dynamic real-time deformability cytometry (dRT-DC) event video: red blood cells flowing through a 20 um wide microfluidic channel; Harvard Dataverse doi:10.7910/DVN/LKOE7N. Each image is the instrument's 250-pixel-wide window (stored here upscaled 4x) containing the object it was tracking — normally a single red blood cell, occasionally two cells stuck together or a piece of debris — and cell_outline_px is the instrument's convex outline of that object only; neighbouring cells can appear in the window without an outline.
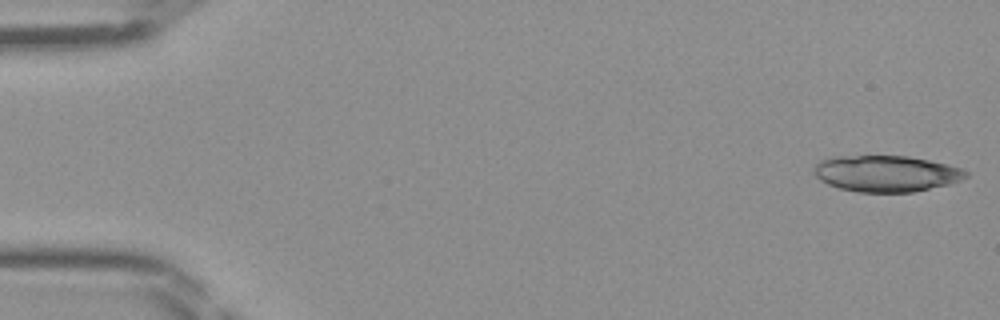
{"species": "Egyptian fruit bat (a non-hibernating species)", "species_latin": "Rousettus aegyptiacus", "temperature_condition": "room temperature", "stored_images_in_passage": 45, "camera_frame_rate_fps": 3000, "um_per_image_px": 0.085, "frame": {"image": 1, "passage_image": 1, "time_ms": 0.0, "image_size_px": [1000, 320], "cell_outline_px": [[968, 176], [960, 180], [948, 184], [912, 192], [856, 192], [840, 188], [828, 184], [820, 180], [812, 172], [812, 168], [820, 160], [832, 156], [908, 156], [928, 160], [960, 168], [968, 172]], "centroid_in_image_um": [75.27, 14.75], "position_along_channel_um": 9.7, "area_um2": 32.02}}
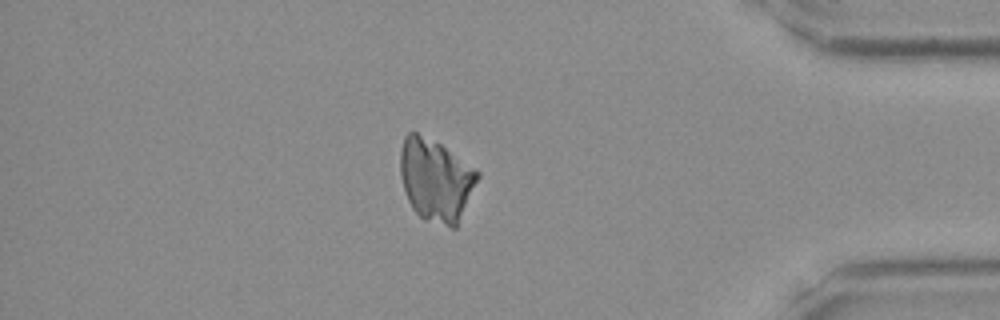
{"frame": {"image": 2, "passage_image": 39, "time_ms": 12.667, "image_size_px": [1000, 320], "cell_outline_px": [[480, 176], [456, 228], [452, 228], [420, 216], [412, 208], [408, 200], [400, 176], [400, 148], [404, 136], [408, 132], [416, 132], [440, 144], [480, 172]], "centroid_in_image_um": [37.03, 15.28], "position_along_channel_um": 398.2, "area_um2": 36.76}}
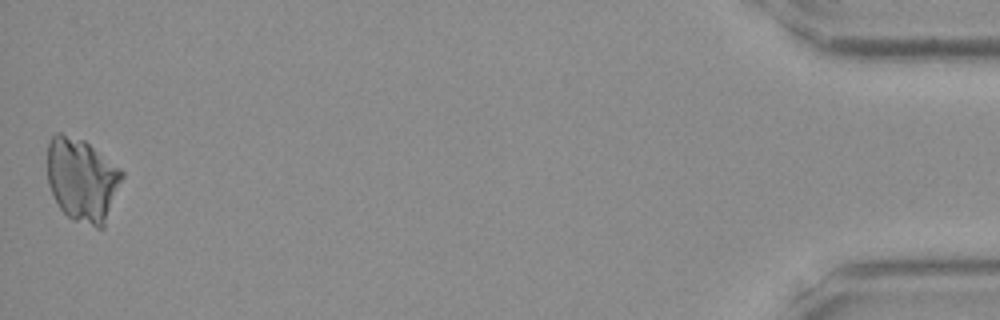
{"frame": {"image": 3, "passage_image": 45, "time_ms": 14.667, "image_size_px": [1000, 320], "cell_outline_px": [[124, 176], [104, 228], [96, 228], [72, 220], [60, 208], [48, 184], [48, 144], [52, 136], [56, 132], [60, 132], [84, 140], [120, 168], [124, 172]], "centroid_in_image_um": [7.0, 15.29], "position_along_channel_um": 428.2, "area_um2": 36.47}}